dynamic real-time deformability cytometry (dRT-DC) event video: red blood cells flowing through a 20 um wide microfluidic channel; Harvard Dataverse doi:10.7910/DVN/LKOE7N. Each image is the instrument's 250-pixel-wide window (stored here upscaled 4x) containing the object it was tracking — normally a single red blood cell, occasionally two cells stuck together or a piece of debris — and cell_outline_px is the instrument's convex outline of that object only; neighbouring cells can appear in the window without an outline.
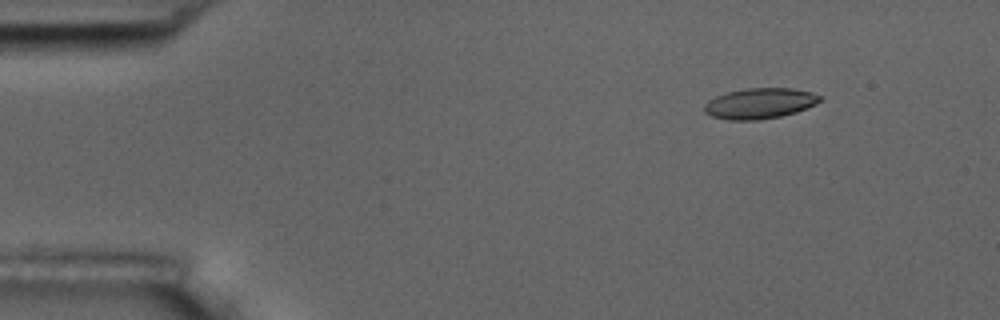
{"species": "common noctule bat (a hibernating species)", "species_latin": "Nyctalus noctula", "temperature_condition": "room temperature", "stored_images_in_passage": 56, "camera_frame_rate_fps": 3000, "um_per_image_px": 0.085, "animal": {"sex": "male", "body_mass_g": 17.5, "forearm_length_mm": 52.3}, "frame": {"image": 1, "passage_image": 7, "time_ms": 2.0, "image_size_px": [1000, 320], "cell_outline_px": [[824, 100], [816, 104], [796, 112], [780, 116], [756, 120], [728, 120], [712, 116], [704, 112], [704, 104], [708, 100], [716, 96], [728, 92], [748, 88], [792, 88], [812, 92], [824, 96]], "centroid_in_image_um": [64.62, 8.78], "position_along_channel_um": 20.4, "area_um2": 20.75}}
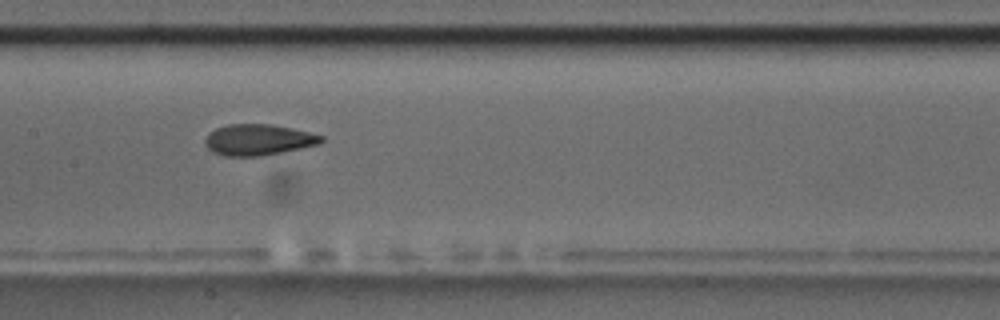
{"frame": {"image": 2, "passage_image": 28, "time_ms": 9.0, "image_size_px": [1000, 320], "cell_outline_px": [[324, 140], [320, 144], [260, 156], [224, 156], [208, 148], [204, 144], [204, 140], [208, 132], [216, 128], [228, 124], [272, 124], [308, 132], [324, 136]], "centroid_in_image_um": [21.93, 11.87], "position_along_channel_um": 185.5, "area_um2": 20.92}}
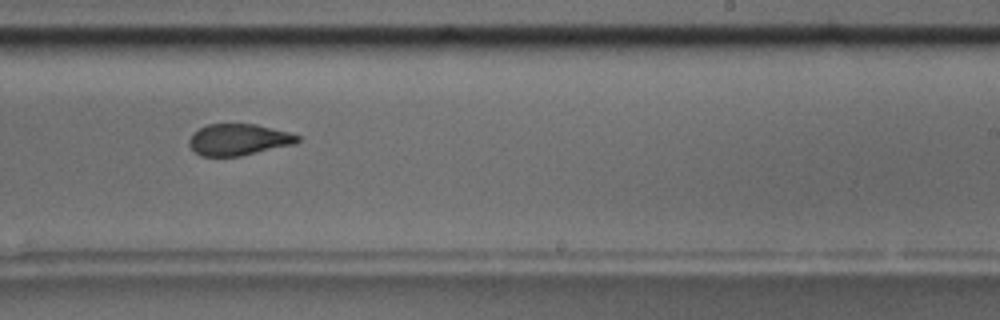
{"frame": {"image": 3, "passage_image": 35, "time_ms": 11.333, "image_size_px": [1000, 320], "cell_outline_px": [[300, 140], [292, 144], [240, 156], [200, 156], [188, 144], [188, 140], [192, 132], [208, 124], [256, 124], [288, 132], [300, 136]], "centroid_in_image_um": [20.23, 11.86], "position_along_channel_um": 268.8, "area_um2": 19.71}, "authors_computed_cell_mechanics": {"area_um2": 20.9525, "velocity_mm_per_s": 3.5825, "shape_relaxation_time_tau1_ms": 5.2432, "shape_relaxation_time_tau2_ms": 1.9884, "deformation_change_tau1": 0.1572, "deformation_change_tau2": 0.082}}